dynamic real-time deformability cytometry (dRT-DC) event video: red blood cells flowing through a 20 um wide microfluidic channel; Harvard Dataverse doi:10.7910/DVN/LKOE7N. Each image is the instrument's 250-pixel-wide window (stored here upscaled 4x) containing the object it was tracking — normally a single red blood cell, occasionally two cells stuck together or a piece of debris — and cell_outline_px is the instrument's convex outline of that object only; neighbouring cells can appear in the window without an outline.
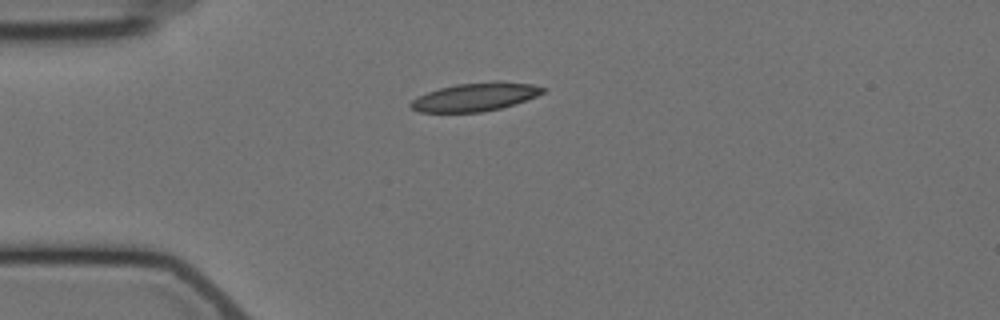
{"species": "Egyptian fruit bat (a non-hibernating species)", "species_latin": "Rousettus aegyptiacus", "temperature_condition": "cold", "stored_images_in_passage": 3, "camera_frame_rate_fps": 3000, "um_per_image_px": 0.085, "animal": {"sex": "female"}, "frame": {"image": 1, "passage_image": 3, "time_ms": 2.333, "image_size_px": [1000, 320], "cell_outline_px": [[544, 92], [536, 96], [500, 108], [484, 112], [420, 112], [412, 108], [408, 104], [412, 100], [428, 92], [440, 88], [456, 84], [496, 80], [500, 80], [532, 84], [544, 88]], "centroid_in_image_um": [40.39, 8.22], "position_along_channel_um": 44.6, "area_um2": 21.68}}